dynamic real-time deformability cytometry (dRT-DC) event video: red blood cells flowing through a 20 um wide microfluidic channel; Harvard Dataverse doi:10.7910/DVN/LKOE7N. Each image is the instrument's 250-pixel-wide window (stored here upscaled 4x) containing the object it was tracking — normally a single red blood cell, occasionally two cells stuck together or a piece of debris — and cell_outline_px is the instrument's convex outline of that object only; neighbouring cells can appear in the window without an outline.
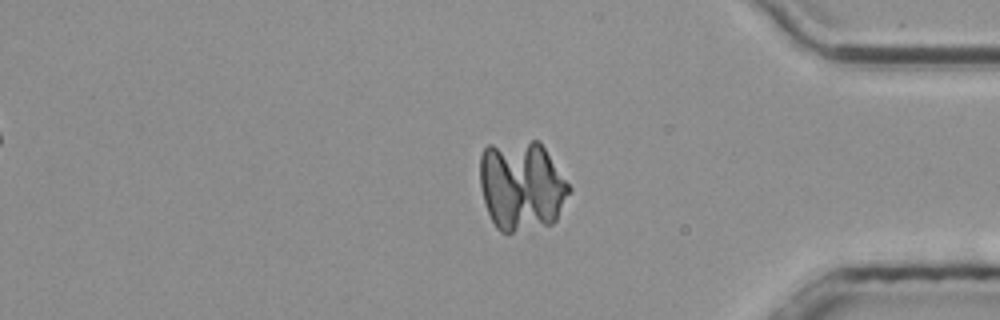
{"species": "common noctule bat (a hibernating species)", "species_latin": "Nyctalus noctula", "temperature_condition": "room temperature", "stored_images_in_passage": 54, "camera_frame_rate_fps": 3000, "um_per_image_px": 0.085, "animal": {"sex": "male", "body_mass_g": 20.4}, "frame": {"image": 1, "passage_image": 45, "time_ms": 14.667, "image_size_px": [1000, 320], "cell_outline_px": [[572, 188], [556, 220], [552, 224], [512, 232], [500, 232], [496, 228], [488, 212], [480, 188], [480, 156], [484, 148], [488, 144], [532, 140], [540, 140]], "centroid_in_image_um": [44.34, 15.76], "position_along_channel_um": 390.9, "area_um2": 47.16}}
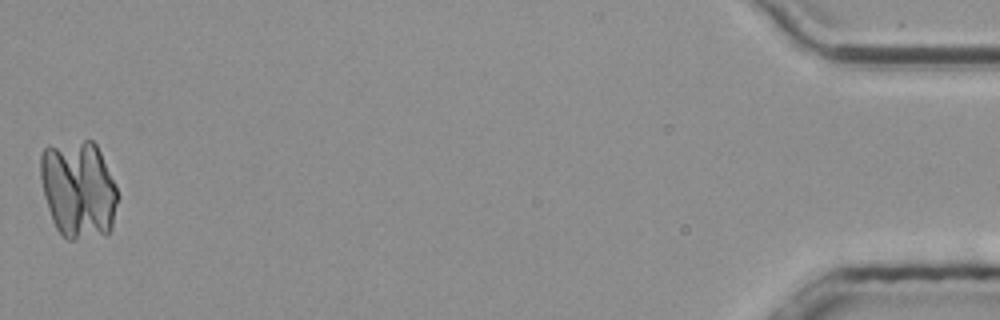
{"frame": {"image": 2, "passage_image": 54, "time_ms": 17.667, "image_size_px": [1000, 320], "cell_outline_px": [[120, 196], [112, 228], [104, 236], [72, 240], [68, 240], [56, 228], [52, 220], [44, 196], [40, 180], [40, 156], [44, 148], [48, 144], [84, 140], [92, 140], [96, 144], [100, 152]], "centroid_in_image_um": [6.66, 16.1], "position_along_channel_um": 428.5, "area_um2": 44.68}}